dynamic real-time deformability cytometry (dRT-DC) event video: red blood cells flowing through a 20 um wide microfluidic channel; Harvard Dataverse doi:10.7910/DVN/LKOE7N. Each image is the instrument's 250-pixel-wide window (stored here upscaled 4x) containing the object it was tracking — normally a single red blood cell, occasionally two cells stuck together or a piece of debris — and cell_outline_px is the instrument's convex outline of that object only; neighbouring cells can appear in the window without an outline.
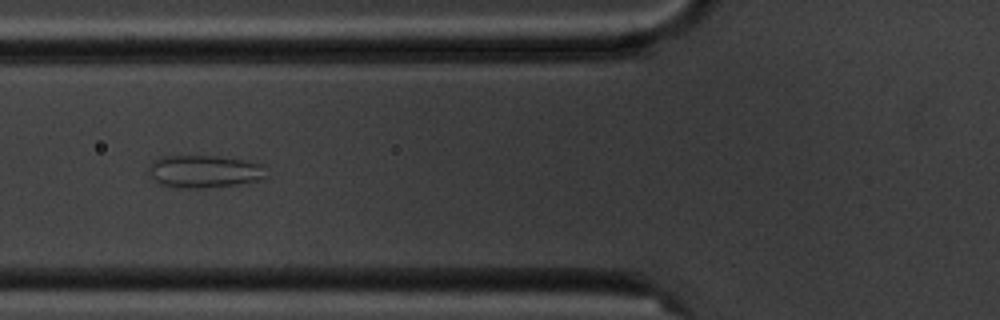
{"species": "common noctule bat (a hibernating species)", "species_latin": "Nyctalus noctula", "temperature_condition": "cold", "stored_images_in_passage": 9, "camera_frame_rate_fps": 3000, "um_per_image_px": 0.085, "animal": {"sex": "male", "body_mass_g": 20.1, "forearm_length_mm": 53.5}, "frame": {"image": 1, "passage_image": 6, "time_ms": 5.667, "image_size_px": [1000, 320], "cell_outline_px": [[268, 176], [256, 180], [236, 184], [196, 188], [184, 188], [160, 184], [148, 176], [148, 164], [152, 160], [160, 156], [216, 156], [240, 160], [260, 164]], "centroid_in_image_um": [17.25, 14.56], "position_along_channel_um": 108.6, "area_um2": 22.08}}
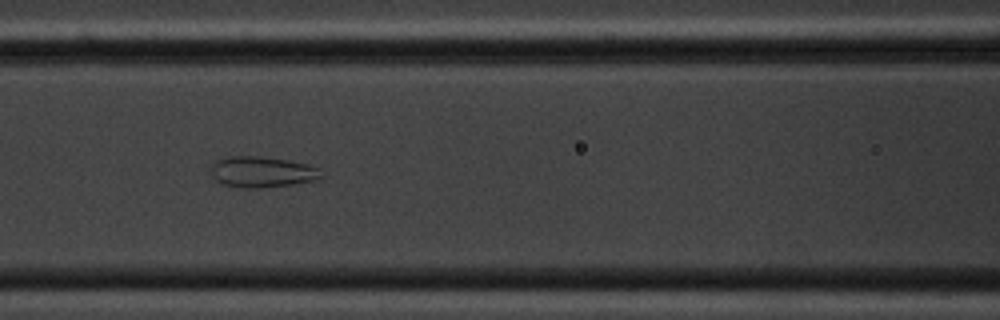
{"frame": {"image": 2, "passage_image": 7, "time_ms": 6.667, "image_size_px": [1000, 320], "cell_outline_px": [[324, 176], [316, 180], [292, 184], [260, 188], [244, 188], [220, 184], [212, 176], [212, 164], [216, 160], [228, 156], [260, 156], [288, 160], [320, 168]], "centroid_in_image_um": [22.27, 14.62], "position_along_channel_um": 144.3, "area_um2": 19.94}}